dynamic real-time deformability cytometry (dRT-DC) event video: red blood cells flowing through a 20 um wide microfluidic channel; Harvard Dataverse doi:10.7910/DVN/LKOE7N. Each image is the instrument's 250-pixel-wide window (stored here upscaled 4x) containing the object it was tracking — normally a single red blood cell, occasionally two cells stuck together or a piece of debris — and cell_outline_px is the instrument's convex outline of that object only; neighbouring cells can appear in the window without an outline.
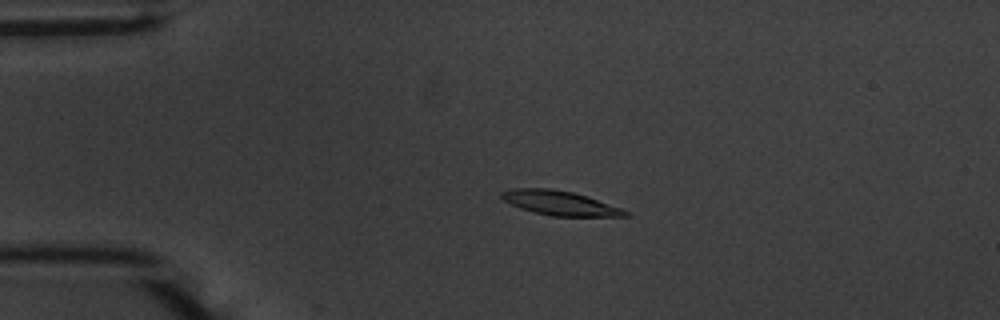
{"species": "common noctule bat (a hibernating species)", "species_latin": "Nyctalus noctula", "temperature_condition": "warm", "stored_images_in_passage": 56, "camera_frame_rate_fps": 3000, "um_per_image_px": 0.085, "animal": {"sex": "male", "body_mass_g": 20.1, "forearm_length_mm": 53.5}, "frame": {"image": 1, "passage_image": 13, "time_ms": 4.0, "image_size_px": [1000, 320], "cell_outline_px": [[632, 212], [628, 216], [552, 216], [520, 208], [504, 200], [500, 196], [500, 192], [512, 188], [552, 188], [572, 192], [588, 196]], "centroid_in_image_um": [47.61, 17.25], "position_along_channel_um": 37.4, "area_um2": 17.57}}
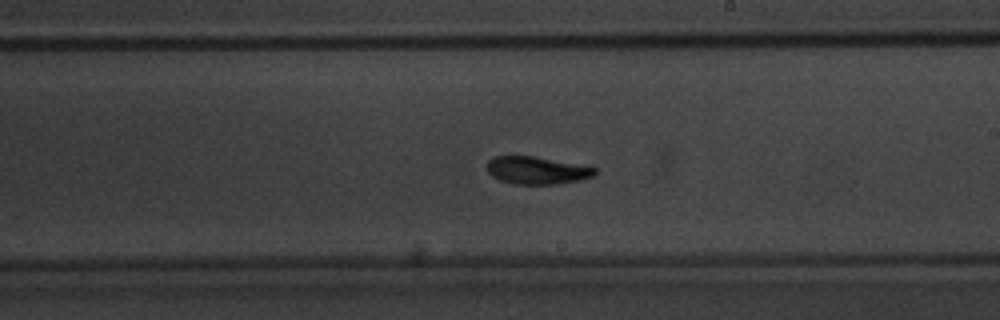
{"frame": {"image": 2, "passage_image": 33, "time_ms": 10.667, "image_size_px": [1000, 320], "cell_outline_px": [[596, 176], [580, 180], [560, 184], [512, 184], [500, 180], [492, 176], [488, 172], [488, 160], [496, 156], [536, 156], [592, 164], [596, 168]], "centroid_in_image_um": [45.77, 14.46], "position_along_channel_um": 243.2, "area_um2": 18.03}}
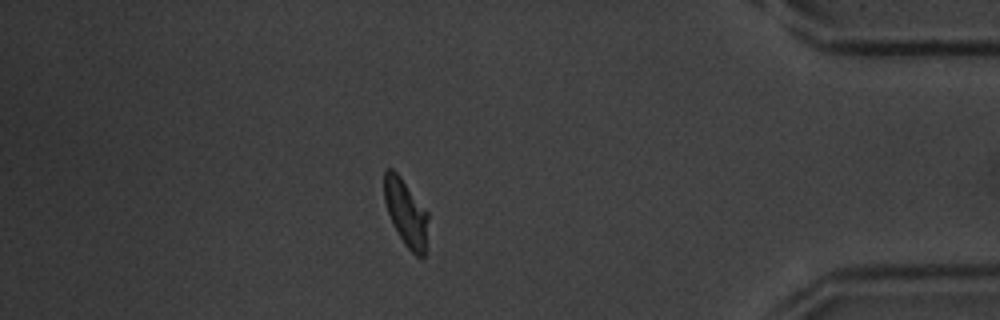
{"frame": {"image": 3, "passage_image": 49, "time_ms": 16.0, "image_size_px": [1000, 320], "cell_outline_px": [[428, 220], [424, 256], [416, 256], [404, 244], [392, 224], [384, 200], [384, 168], [392, 168], [400, 176], [428, 212]], "centroid_in_image_um": [34.48, 18.06], "position_along_channel_um": 400.7, "area_um2": 16.99}, "authors_computed_cell_mechanics": {"area_um2": 17.3978, "velocity_mm_per_s": 3.6438, "shape_relaxation_time_tau1_ms": 3.3859, "shape_relaxation_time_tau2_ms": 2.4936, "deformation_change_tau1": 0.1485, "deformation_change_tau2": 0.0832}}